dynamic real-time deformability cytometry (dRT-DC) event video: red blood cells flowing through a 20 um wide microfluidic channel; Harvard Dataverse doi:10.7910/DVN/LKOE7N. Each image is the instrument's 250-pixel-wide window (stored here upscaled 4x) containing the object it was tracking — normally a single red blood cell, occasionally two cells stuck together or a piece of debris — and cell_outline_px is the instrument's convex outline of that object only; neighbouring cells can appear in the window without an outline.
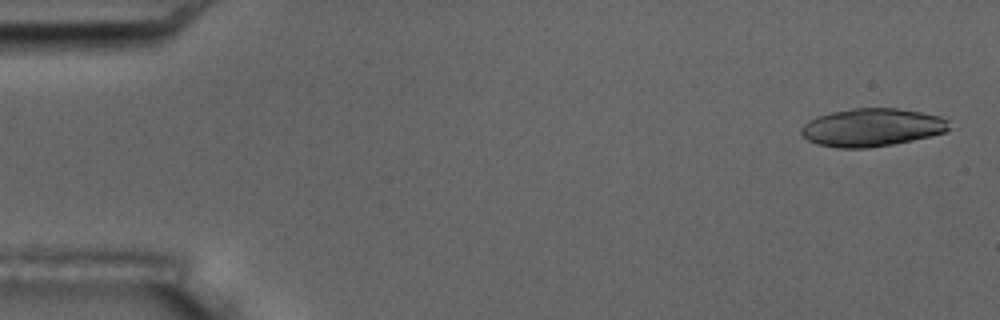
{"species": "common noctule bat (a hibernating species)", "species_latin": "Nyctalus noctula", "temperature_condition": "room temperature", "stored_images_in_passage": 6, "camera_frame_rate_fps": 3000, "um_per_image_px": 0.085, "animal": {"sex": "male", "body_mass_g": 17.5, "forearm_length_mm": 52.3}, "frame": {"image": 1, "passage_image": 1, "time_ms": 0.0, "image_size_px": [1000, 320], "cell_outline_px": [[948, 128], [944, 132], [912, 140], [892, 144], [868, 148], [836, 148], [816, 144], [808, 140], [800, 132], [800, 128], [808, 120], [816, 116], [832, 112], [852, 108], [896, 108], [920, 112], [940, 116], [948, 120]], "centroid_in_image_um": [74.05, 10.83], "position_along_channel_um": 11.0, "area_um2": 32.66}}